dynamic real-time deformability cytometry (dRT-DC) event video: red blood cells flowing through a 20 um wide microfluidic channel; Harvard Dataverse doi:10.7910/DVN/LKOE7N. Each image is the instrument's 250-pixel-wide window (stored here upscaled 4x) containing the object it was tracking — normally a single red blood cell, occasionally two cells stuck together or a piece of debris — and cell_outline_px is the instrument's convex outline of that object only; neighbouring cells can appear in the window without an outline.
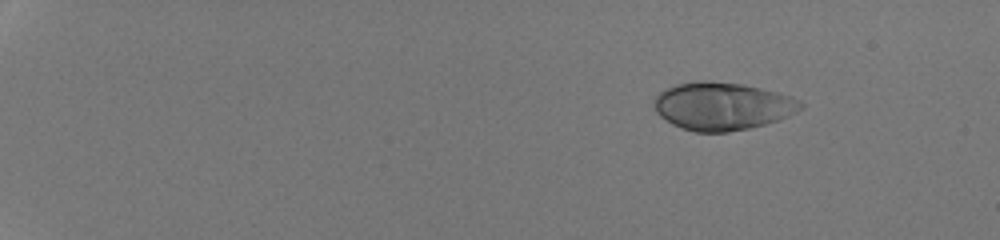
{"species": "human", "species_latin": "Homo sapiens", "temperature_condition": "room temperature", "stored_images_in_passage": 27, "camera_frame_rate_fps": 3000, "um_per_image_px": 0.085, "donor": {"sex": "male"}, "frame": {"image": 1, "passage_image": 1, "time_ms": 0.0, "image_size_px": [1000, 240], "cell_outline_px": [[804, 104], [796, 112], [788, 116], [764, 124], [748, 128], [728, 132], [696, 132], [680, 128], [672, 124], [660, 116], [656, 112], [652, 104], [656, 96], [660, 92], [676, 84], [704, 80], [740, 84], [760, 88], [792, 96], [800, 100]], "centroid_in_image_um": [61.37, 9.03], "position_along_channel_um": 23.6, "area_um2": 40.63}}
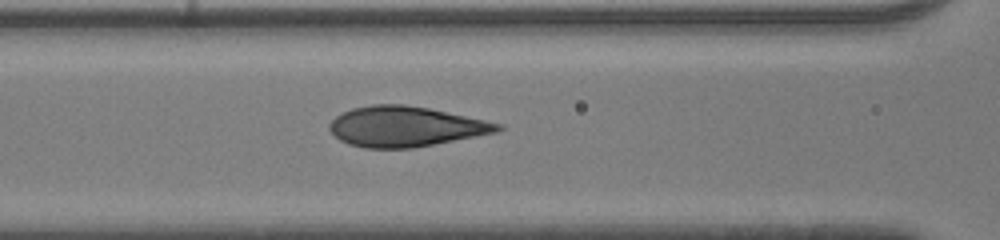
{"frame": {"image": 2, "passage_image": 20, "time_ms": 6.333, "image_size_px": [1000, 240], "cell_outline_px": [[504, 128], [496, 132], [412, 148], [364, 148], [348, 144], [340, 140], [328, 128], [328, 124], [336, 116], [352, 108], [372, 104], [404, 104], [428, 108], [504, 124]], "centroid_in_image_um": [34.44, 10.75], "position_along_channel_um": 132.2, "area_um2": 39.19}}
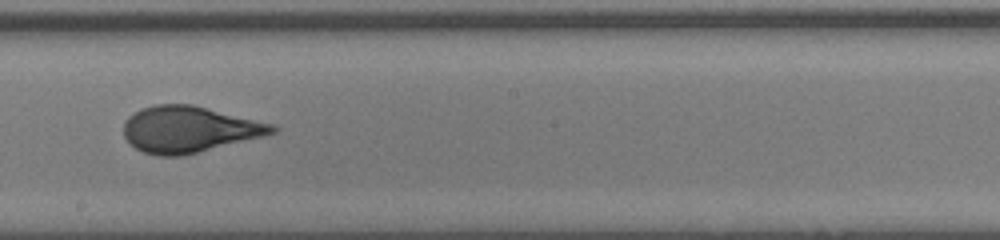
{"frame": {"image": 3, "passage_image": 27, "time_ms": 8.667, "image_size_px": [1000, 240], "cell_outline_px": [[280, 128], [276, 132], [264, 136], [180, 156], [156, 156], [144, 152], [136, 148], [124, 136], [124, 120], [128, 116], [140, 108], [156, 104], [192, 104], [276, 124]], "centroid_in_image_um": [16.09, 10.98], "position_along_channel_um": 232.1, "area_um2": 40.11}}